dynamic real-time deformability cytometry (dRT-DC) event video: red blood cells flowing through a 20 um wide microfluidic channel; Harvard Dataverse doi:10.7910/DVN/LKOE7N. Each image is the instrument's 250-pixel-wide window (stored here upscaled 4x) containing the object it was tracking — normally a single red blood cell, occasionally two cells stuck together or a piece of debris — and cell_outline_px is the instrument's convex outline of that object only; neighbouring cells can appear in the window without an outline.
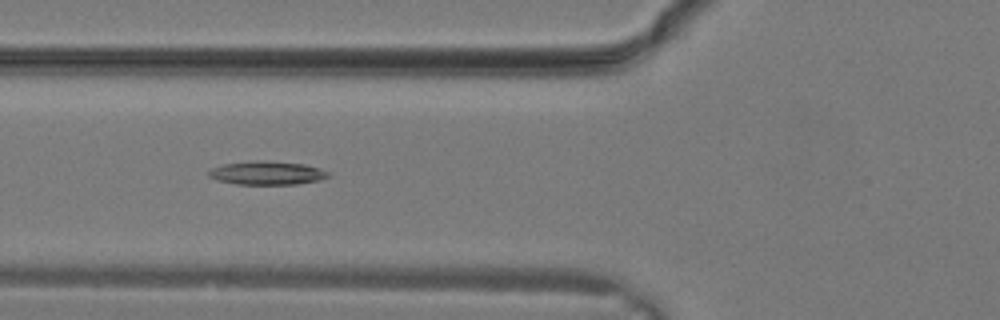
{"species": "common noctule bat (a hibernating species)", "species_latin": "Nyctalus noctula", "temperature_condition": "warm", "stored_images_in_passage": 8, "camera_frame_rate_fps": 3000, "um_per_image_px": 0.085, "animal": {"sex": "male", "body_mass_g": 19.2, "forearm_length_mm": 51.8}, "frame": {"image": 1, "passage_image": 6, "time_ms": 1.667, "image_size_px": [1000, 320], "cell_outline_px": [[332, 176], [320, 180], [296, 184], [236, 184], [216, 180], [208, 176], [208, 172], [212, 168], [224, 164], [256, 160], [264, 160], [304, 164], [320, 168], [328, 172]], "centroid_in_image_um": [22.71, 14.7], "position_along_channel_um": 103.1, "area_um2": 16.47}}
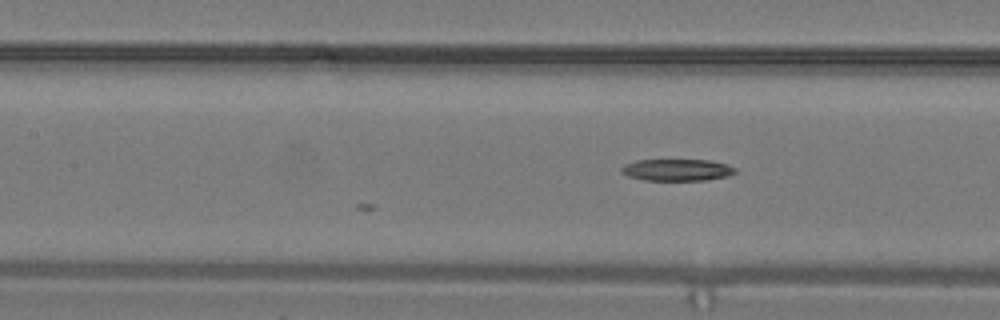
{"frame": {"image": 2, "passage_image": 8, "time_ms": 2.333, "image_size_px": [1000, 320], "cell_outline_px": [[736, 172], [728, 176], [704, 180], [644, 180], [628, 176], [620, 172], [620, 168], [624, 164], [636, 160], [708, 160], [728, 164], [736, 168]], "centroid_in_image_um": [57.53, 14.44], "position_along_channel_um": 149.9, "area_um2": 14.51}}